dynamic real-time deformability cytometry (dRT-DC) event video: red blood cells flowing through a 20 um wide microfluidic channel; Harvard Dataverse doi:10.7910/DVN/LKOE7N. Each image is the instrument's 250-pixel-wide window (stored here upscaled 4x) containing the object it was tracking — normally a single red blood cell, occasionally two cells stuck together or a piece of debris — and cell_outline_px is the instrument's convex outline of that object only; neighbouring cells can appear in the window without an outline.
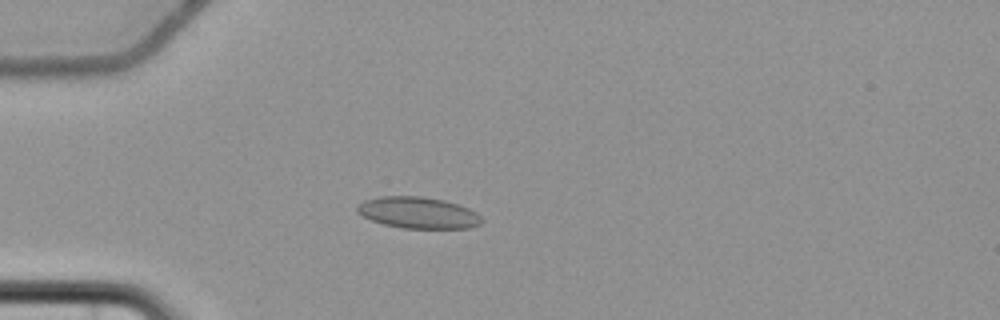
{"species": "common noctule bat (a hibernating species)", "species_latin": "Nyctalus noctula", "temperature_condition": "cold", "stored_images_in_passage": 5, "camera_frame_rate_fps": 3000, "um_per_image_px": 0.085, "animal": {"sex": "female", "body_mass_g": 22.7, "forearm_length_mm": 54.2}, "frame": {"image": 1, "passage_image": 5, "time_ms": 4.667, "image_size_px": [1000, 320], "cell_outline_px": [[484, 220], [480, 224], [468, 228], [404, 228], [384, 224], [372, 220], [356, 212], [356, 208], [364, 200], [380, 196], [420, 196], [444, 200], [468, 208], [476, 212]], "centroid_in_image_um": [35.55, 18.08], "position_along_channel_um": 49.5, "area_um2": 22.66}}